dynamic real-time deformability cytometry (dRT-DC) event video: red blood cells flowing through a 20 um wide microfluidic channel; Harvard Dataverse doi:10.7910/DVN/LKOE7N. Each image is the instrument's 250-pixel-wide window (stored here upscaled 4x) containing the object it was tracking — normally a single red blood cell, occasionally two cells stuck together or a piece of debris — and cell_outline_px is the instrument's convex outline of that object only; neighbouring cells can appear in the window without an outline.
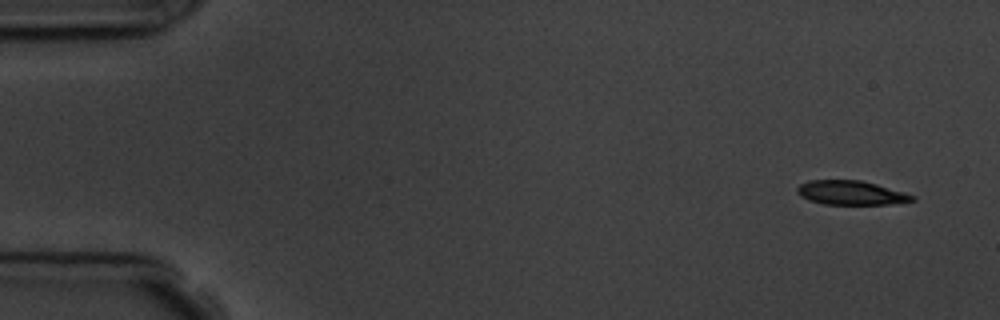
{"species": "common noctule bat (a hibernating species)", "species_latin": "Nyctalus noctula", "temperature_condition": "room temperature", "stored_images_in_passage": 6, "camera_frame_rate_fps": 3000, "um_per_image_px": 0.085, "animal": {"sex": "male", "body_mass_g": 19.5, "forearm_length_mm": 54.6}, "frame": {"image": 1, "passage_image": 1, "time_ms": 0.0, "image_size_px": [1000, 320], "cell_outline_px": [[916, 200], [888, 204], [824, 204], [808, 200], [800, 196], [796, 192], [796, 188], [800, 184], [808, 180], [860, 180], [876, 184], [904, 192], [916, 196]], "centroid_in_image_um": [72.3, 16.38], "position_along_channel_um": 12.7, "area_um2": 16.18}}